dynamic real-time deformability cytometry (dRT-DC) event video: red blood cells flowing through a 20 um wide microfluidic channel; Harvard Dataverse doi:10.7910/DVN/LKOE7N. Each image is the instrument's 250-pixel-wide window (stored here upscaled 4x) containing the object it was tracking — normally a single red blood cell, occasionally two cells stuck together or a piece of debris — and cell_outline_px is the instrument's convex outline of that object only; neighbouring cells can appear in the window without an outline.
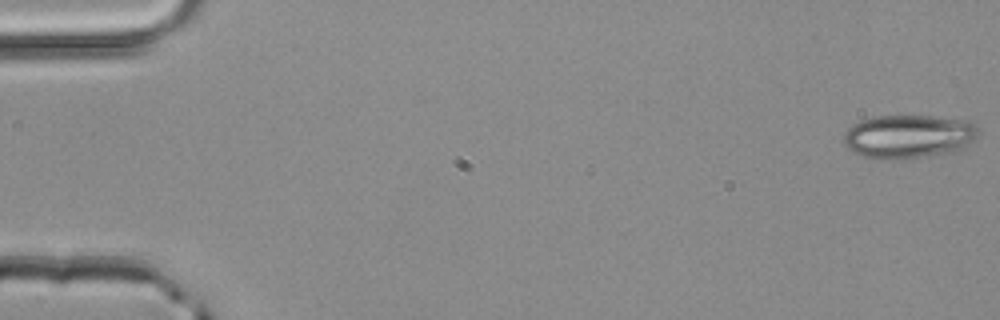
{"species": "common noctule bat (a hibernating species)", "species_latin": "Nyctalus noctula", "temperature_condition": "room temperature", "stored_images_in_passage": 3, "camera_frame_rate_fps": 3000, "um_per_image_px": 0.085, "animal": {"sex": "male", "body_mass_g": 20.4}, "frame": {"image": 1, "passage_image": 1, "time_ms": 0.0, "image_size_px": [1000, 320], "cell_outline_px": [[980, 132], [976, 140], [956, 152], [924, 156], [880, 160], [876, 160], [852, 152], [844, 144], [844, 132], [852, 124], [860, 120], [876, 116], [928, 116], [968, 120], [976, 124], [980, 128]], "centroid_in_image_um": [77.26, 11.6], "position_along_channel_um": 7.7, "area_um2": 34.62}}